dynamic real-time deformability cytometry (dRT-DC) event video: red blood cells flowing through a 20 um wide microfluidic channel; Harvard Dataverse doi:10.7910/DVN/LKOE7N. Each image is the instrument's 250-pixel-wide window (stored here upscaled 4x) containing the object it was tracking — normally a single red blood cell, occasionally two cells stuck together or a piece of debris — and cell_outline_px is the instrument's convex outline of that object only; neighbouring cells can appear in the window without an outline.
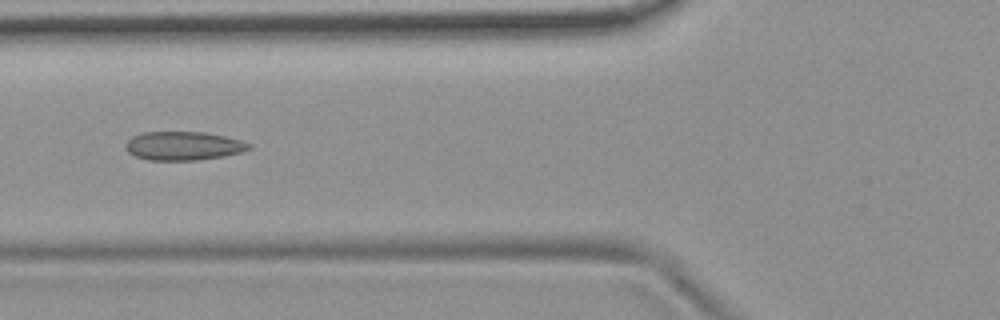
{"species": "common noctule bat (a hibernating species)", "species_latin": "Nyctalus noctula", "temperature_condition": "room temperature", "stored_images_in_passage": 10, "camera_frame_rate_fps": 3000, "um_per_image_px": 0.085, "animal": {"sex": "female", "body_mass_g": 19.9}, "frame": {"image": 1, "passage_image": 6, "time_ms": 6.0, "image_size_px": [1000, 320], "cell_outline_px": [[252, 148], [240, 152], [224, 156], [196, 160], [148, 160], [136, 156], [128, 152], [124, 148], [124, 144], [132, 136], [140, 132], [204, 132], [224, 136], [240, 140], [252, 144]], "centroid_in_image_um": [15.56, 12.39], "position_along_channel_um": 110.2, "area_um2": 20.69}}
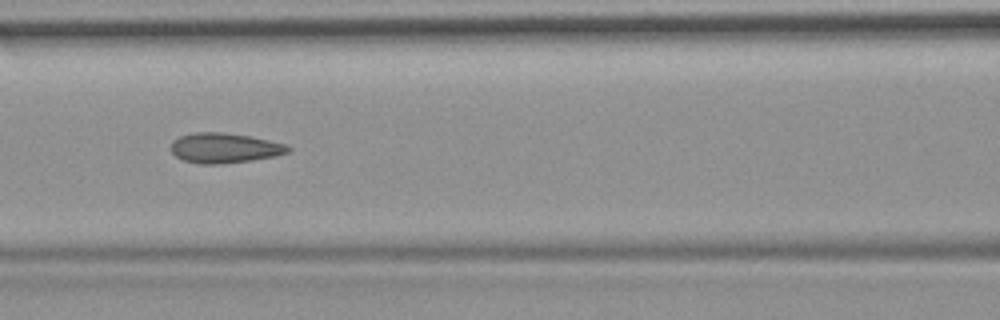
{"frame": {"image": 2, "passage_image": 7, "time_ms": 7.0, "image_size_px": [1000, 320], "cell_outline_px": [[292, 148], [288, 152], [276, 156], [252, 160], [216, 164], [200, 164], [184, 160], [176, 156], [172, 152], [172, 140], [180, 136], [196, 132], [220, 132], [252, 136], [284, 144]], "centroid_in_image_um": [19.08, 12.57], "position_along_channel_um": 147.5, "area_um2": 20.35}}
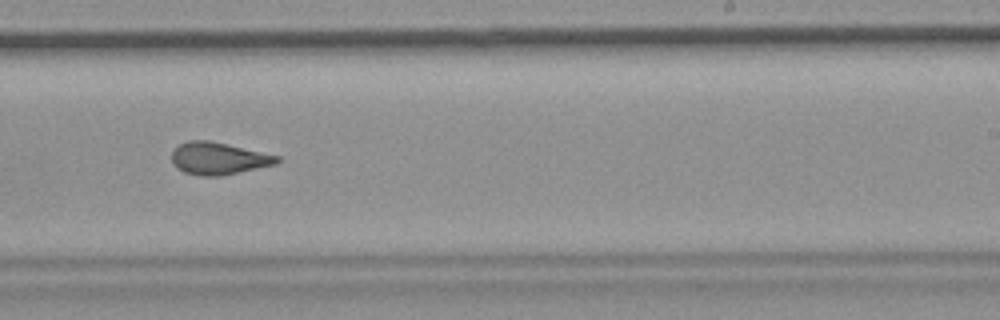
{"frame": {"image": 3, "passage_image": 10, "time_ms": 10.333, "image_size_px": [1000, 320], "cell_outline_px": [[280, 160], [276, 164], [220, 176], [200, 176], [184, 172], [176, 168], [172, 164], [172, 152], [180, 144], [188, 140], [208, 140], [228, 144], [280, 156]], "centroid_in_image_um": [18.55, 13.47], "position_along_channel_um": 270.4, "area_um2": 19.77}}